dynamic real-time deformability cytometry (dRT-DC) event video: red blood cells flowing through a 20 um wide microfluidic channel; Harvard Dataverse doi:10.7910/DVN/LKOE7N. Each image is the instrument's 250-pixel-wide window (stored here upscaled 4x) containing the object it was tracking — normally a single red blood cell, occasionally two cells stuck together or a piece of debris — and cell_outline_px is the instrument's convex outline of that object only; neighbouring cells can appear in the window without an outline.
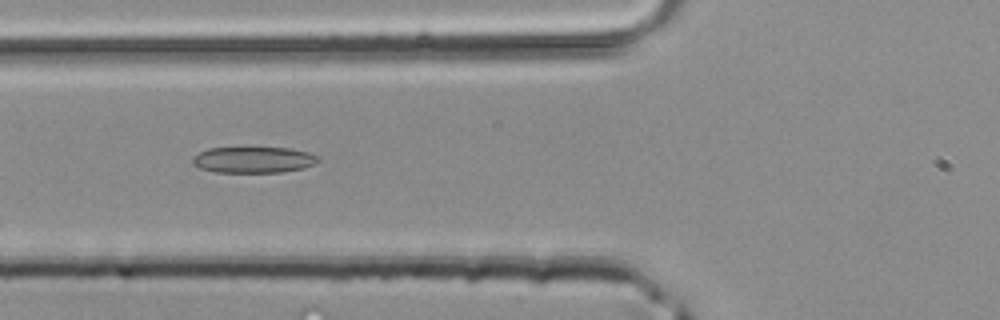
{"species": "common noctule bat (a hibernating species)", "species_latin": "Nyctalus noctula", "temperature_condition": "room temperature", "stored_images_in_passage": 31, "camera_frame_rate_fps": 3000, "um_per_image_px": 0.085, "animal": {"sex": "male", "body_mass_g": 20.4}, "frame": {"image": 1, "passage_image": 4, "time_ms": 1.0, "image_size_px": [1000, 320], "cell_outline_px": [[320, 160], [316, 164], [304, 168], [280, 172], [216, 172], [200, 168], [192, 164], [192, 156], [208, 148], [292, 148], [308, 152], [320, 156]], "centroid_in_image_um": [21.58, 13.58], "position_along_channel_um": 104.2, "area_um2": 19.25}}
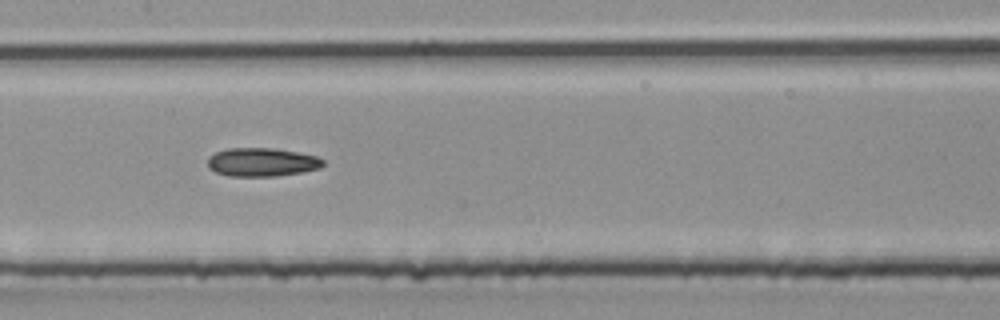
{"frame": {"image": 2, "passage_image": 9, "time_ms": 2.667, "image_size_px": [1000, 320], "cell_outline_px": [[324, 164], [320, 168], [300, 172], [276, 176], [228, 176], [216, 172], [208, 168], [208, 156], [216, 152], [228, 148], [272, 148], [296, 152], [316, 156], [324, 160]], "centroid_in_image_um": [22.23, 13.78], "position_along_channel_um": 185.2, "area_um2": 19.13}}
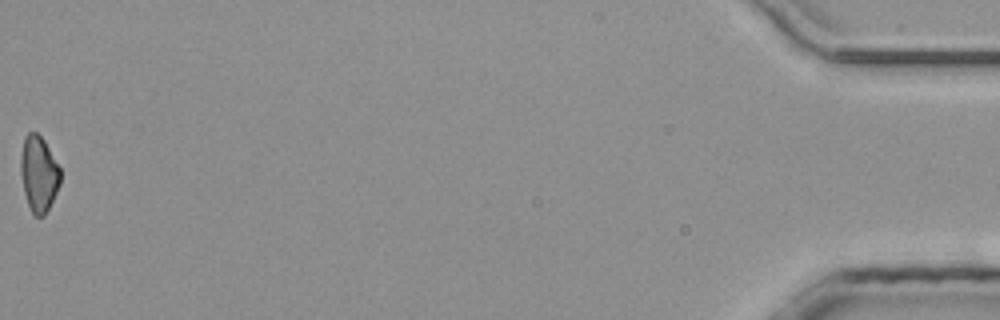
{"frame": {"image": 3, "passage_image": 31, "time_ms": 10.0, "image_size_px": [1000, 320], "cell_outline_px": [[60, 184], [44, 216], [36, 216], [32, 212], [28, 204], [24, 192], [20, 172], [20, 156], [24, 136], [28, 132], [36, 132], [44, 140], [60, 168]], "centroid_in_image_um": [3.27, 14.74], "position_along_channel_um": 431.9, "area_um2": 17.4}}